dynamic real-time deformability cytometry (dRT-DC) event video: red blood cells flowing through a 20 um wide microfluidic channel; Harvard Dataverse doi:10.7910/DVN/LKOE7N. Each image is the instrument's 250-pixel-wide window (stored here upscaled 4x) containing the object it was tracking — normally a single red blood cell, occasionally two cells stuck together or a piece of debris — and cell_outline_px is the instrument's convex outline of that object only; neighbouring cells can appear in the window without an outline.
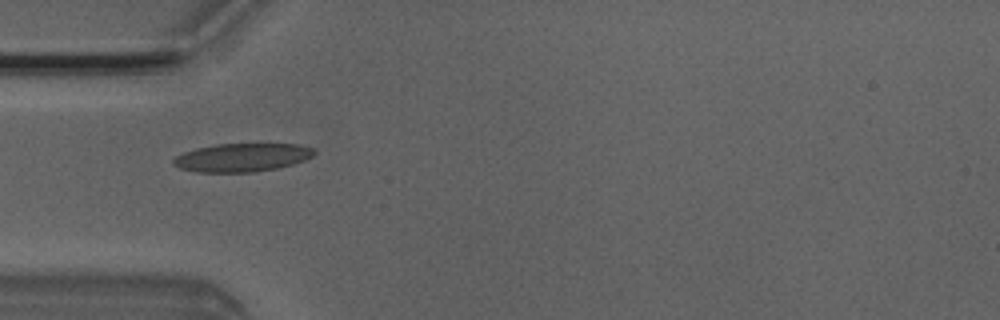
{"species": "Egyptian fruit bat (a non-hibernating species)", "species_latin": "Rousettus aegyptiacus", "temperature_condition": "room temperature", "stored_images_in_passage": 7, "camera_frame_rate_fps": 3000, "um_per_image_px": 0.085, "animal": {"sex": "male"}, "frame": {"image": 1, "passage_image": 4, "time_ms": 1.0, "image_size_px": [1000, 320], "cell_outline_px": [[316, 152], [312, 156], [304, 160], [292, 164], [276, 168], [256, 172], [196, 172], [180, 168], [172, 164], [172, 160], [176, 156], [184, 152], [196, 148], [216, 144], [300, 144], [312, 148]], "centroid_in_image_um": [20.55, 13.38], "position_along_channel_um": 64.4, "area_um2": 23.24}}